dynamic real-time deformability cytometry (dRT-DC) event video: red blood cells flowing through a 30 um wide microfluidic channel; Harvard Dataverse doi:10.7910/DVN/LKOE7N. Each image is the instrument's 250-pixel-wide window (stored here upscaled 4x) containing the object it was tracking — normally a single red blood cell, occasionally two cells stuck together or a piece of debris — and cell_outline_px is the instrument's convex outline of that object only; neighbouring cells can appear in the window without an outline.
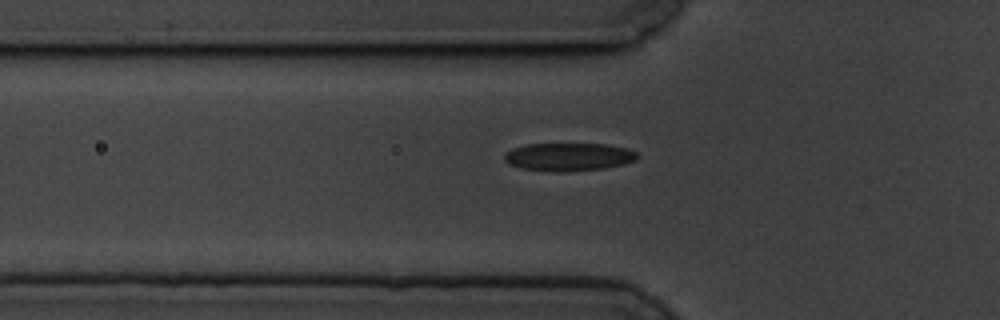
{"species": "common noctule bat (a hibernating species)", "species_latin": "Nyctalus noctula", "temperature_condition": "cold", "stored_images_in_passage": 40, "camera_frame_rate_fps": 3000, "um_per_image_px": 0.085, "animal": {"sex": "male", "body_mass_g": 19.5, "forearm_length_mm": 54.6}, "frame": {"image": 1, "passage_image": 3, "time_ms": 0.667, "image_size_px": [1000, 320], "cell_outline_px": [[640, 156], [636, 160], [624, 164], [604, 168], [560, 172], [520, 168], [508, 164], [504, 160], [504, 152], [512, 148], [524, 144], [608, 144], [624, 148], [636, 152]], "centroid_in_image_um": [48.3, 13.33], "position_along_channel_um": 77.5, "area_um2": 21.79}}
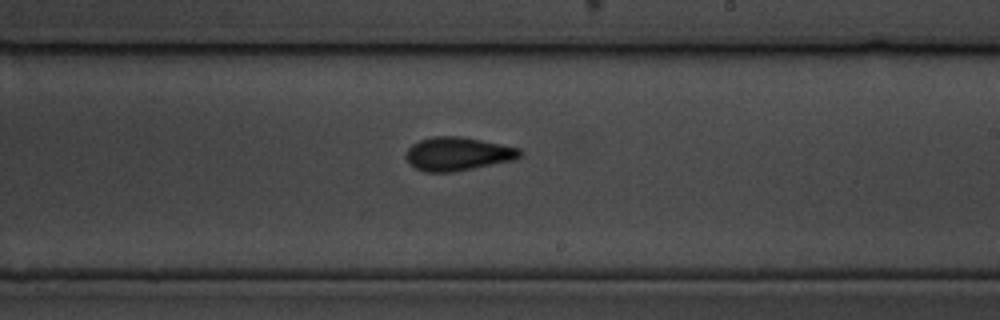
{"frame": {"image": 2, "passage_image": 18, "time_ms": 5.667, "image_size_px": [1000, 320], "cell_outline_px": [[524, 152], [520, 156], [512, 160], [472, 168], [448, 172], [424, 172], [416, 168], [404, 156], [408, 148], [412, 144], [420, 140], [432, 136], [460, 136], [520, 148]], "centroid_in_image_um": [38.89, 13.07], "position_along_channel_um": 250.1, "area_um2": 21.96}}
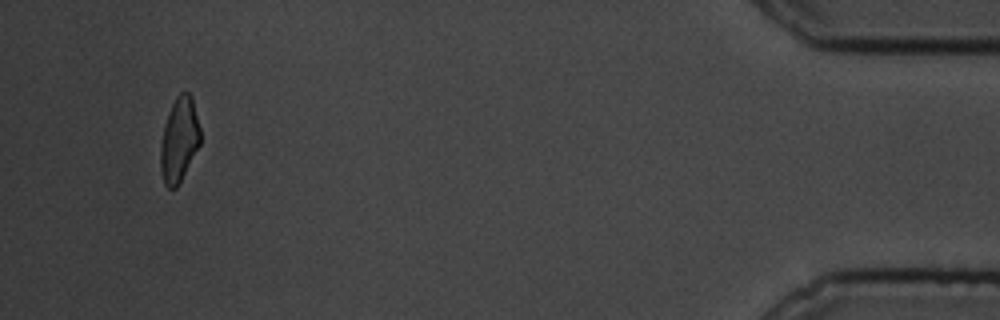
{"frame": {"image": 3, "passage_image": 39, "time_ms": 12.667, "image_size_px": [1000, 320], "cell_outline_px": [[200, 144], [176, 188], [168, 188], [164, 184], [160, 168], [160, 148], [164, 124], [172, 104], [176, 96], [180, 92], [188, 92], [192, 96], [200, 128]], "centroid_in_image_um": [15.22, 11.86], "position_along_channel_um": 420.0, "area_um2": 19.48}}